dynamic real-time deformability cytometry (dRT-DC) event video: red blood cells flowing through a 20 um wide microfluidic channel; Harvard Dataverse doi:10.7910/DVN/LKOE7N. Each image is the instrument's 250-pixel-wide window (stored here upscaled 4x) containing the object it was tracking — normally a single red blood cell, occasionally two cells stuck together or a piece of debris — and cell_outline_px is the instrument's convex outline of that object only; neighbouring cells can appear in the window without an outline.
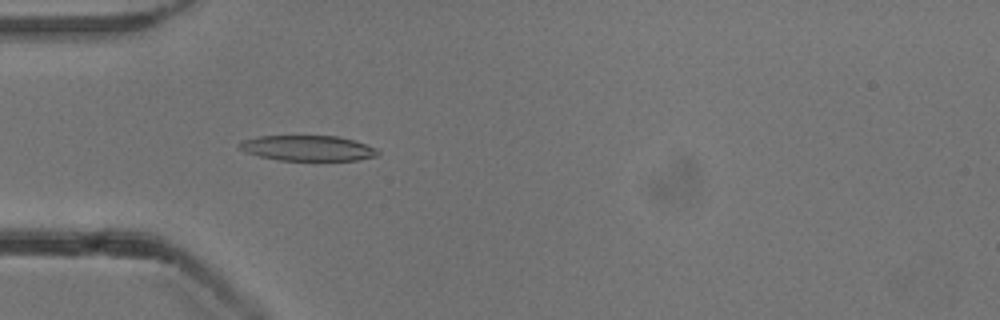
{"species": "common noctule bat (a hibernating species)", "species_latin": "Nyctalus noctula", "temperature_condition": "cold", "stored_images_in_passage": 39, "camera_frame_rate_fps": 3000, "um_per_image_px": 0.085, "animal": {"sex": "male", "body_mass_g": 13.3}, "frame": {"image": 1, "passage_image": 10, "time_ms": 3.0, "image_size_px": [1000, 320], "cell_outline_px": [[380, 156], [356, 160], [280, 160], [260, 156], [248, 152], [240, 148], [236, 144], [240, 140], [260, 136], [336, 136], [352, 140], [376, 148], [380, 152]], "centroid_in_image_um": [26.16, 12.59], "position_along_channel_um": 58.8, "area_um2": 20.35}}
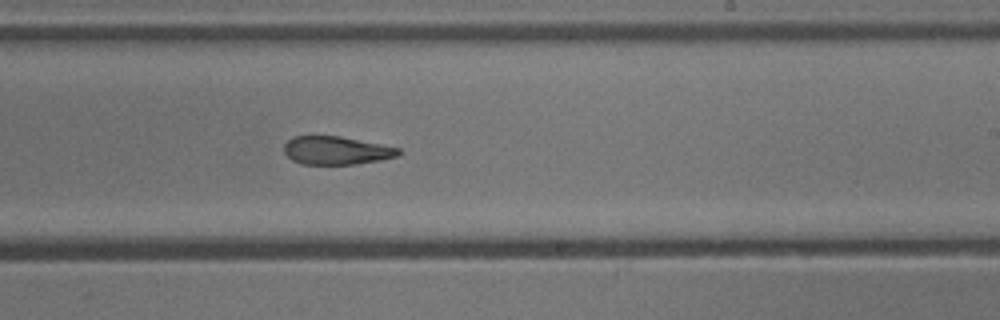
{"frame": {"image": 2, "passage_image": 26, "time_ms": 8.333, "image_size_px": [1000, 320], "cell_outline_px": [[404, 152], [396, 156], [380, 160], [356, 164], [300, 164], [292, 160], [284, 152], [284, 144], [292, 136], [340, 136], [400, 148]], "centroid_in_image_um": [28.58, 12.79], "position_along_channel_um": 260.4, "area_um2": 18.84}}
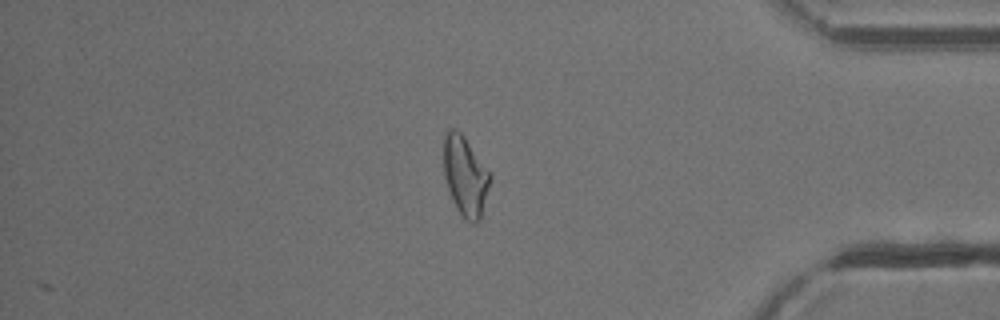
{"frame": {"image": 3, "passage_image": 39, "time_ms": 12.667, "image_size_px": [1000, 320], "cell_outline_px": [[492, 176], [480, 220], [472, 224], [456, 208], [448, 188], [444, 176], [444, 132], [448, 128], [456, 128], [464, 136]], "centroid_in_image_um": [39.54, 14.93], "position_along_channel_um": 395.7, "area_um2": 21.33}, "authors_computed_cell_mechanics": {"area_um2": 20.4034, "velocity_mm_per_s": 3.8441, "shape_relaxation_time_tau1_ms": 10.4025, "shape_relaxation_time_tau2_ms": 5.5665, "deformation_change_tau1": 0.2575, "deformation_change_tau2": 0.1668}}